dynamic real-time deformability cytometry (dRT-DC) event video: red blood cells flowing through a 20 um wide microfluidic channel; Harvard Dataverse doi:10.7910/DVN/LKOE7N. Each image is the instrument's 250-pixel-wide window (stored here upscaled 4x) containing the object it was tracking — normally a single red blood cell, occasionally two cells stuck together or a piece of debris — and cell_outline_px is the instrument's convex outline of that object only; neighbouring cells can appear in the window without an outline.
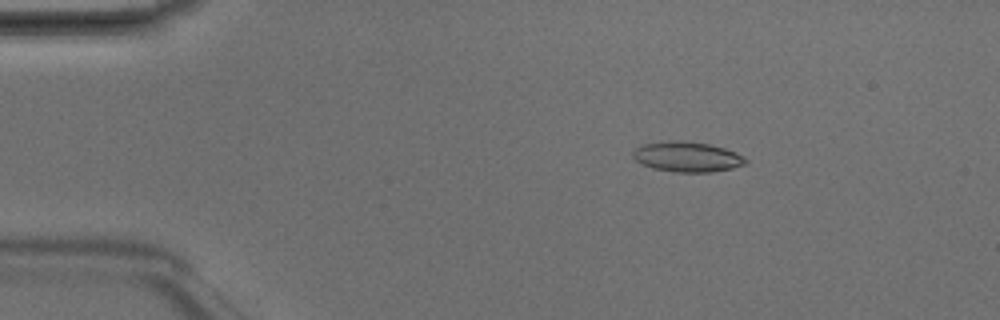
{"species": "Egyptian fruit bat (a non-hibernating species)", "species_latin": "Rousettus aegyptiacus", "temperature_condition": "room temperature", "stored_images_in_passage": 6, "camera_frame_rate_fps": 3000, "um_per_image_px": 0.085, "animal": {"sex": "male"}, "frame": {"image": 1, "passage_image": 2, "time_ms": 0.333, "image_size_px": [1000, 320], "cell_outline_px": [[748, 160], [744, 164], [732, 168], [712, 172], [676, 172], [656, 168], [644, 164], [636, 160], [632, 156], [632, 152], [636, 148], [644, 144], [668, 140], [680, 140], [708, 144], [724, 148], [736, 152], [744, 156]], "centroid_in_image_um": [58.43, 13.32], "position_along_channel_um": 26.6, "area_um2": 19.65}}
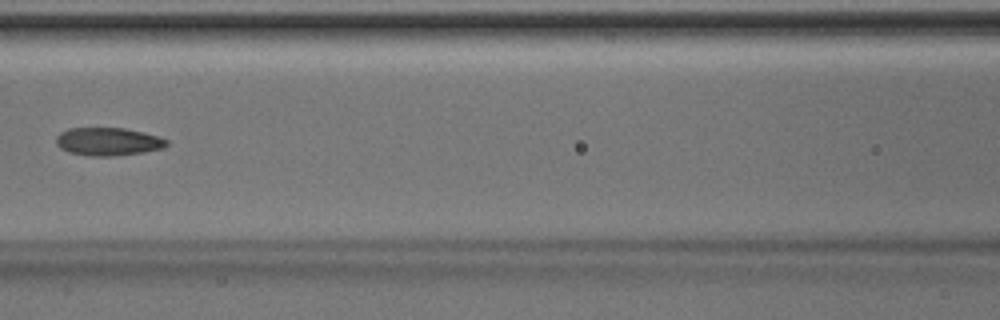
{"frame": {"image": 2, "passage_image": 6, "time_ms": 1.667, "image_size_px": [1000, 320], "cell_outline_px": [[168, 144], [164, 148], [144, 152], [112, 156], [92, 156], [68, 152], [60, 148], [56, 144], [56, 136], [60, 132], [68, 128], [124, 128], [144, 132], [160, 136], [168, 140]], "centroid_in_image_um": [9.2, 12.03], "position_along_channel_um": 157.4, "area_um2": 18.21}}